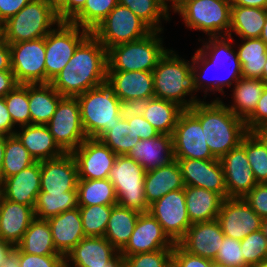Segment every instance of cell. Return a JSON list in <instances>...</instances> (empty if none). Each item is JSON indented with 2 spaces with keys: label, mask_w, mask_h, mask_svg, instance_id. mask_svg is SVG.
<instances>
[{
  "label": "cell",
  "mask_w": 267,
  "mask_h": 267,
  "mask_svg": "<svg viewBox=\"0 0 267 267\" xmlns=\"http://www.w3.org/2000/svg\"><path fill=\"white\" fill-rule=\"evenodd\" d=\"M107 49L90 34L50 82L63 97H77L107 79Z\"/></svg>",
  "instance_id": "6da1fadb"
},
{
  "label": "cell",
  "mask_w": 267,
  "mask_h": 267,
  "mask_svg": "<svg viewBox=\"0 0 267 267\" xmlns=\"http://www.w3.org/2000/svg\"><path fill=\"white\" fill-rule=\"evenodd\" d=\"M208 40L209 42H203V46L195 52L191 60L195 86L197 91L201 90L203 87L205 94H207L208 90L212 92L219 91V93L224 94L223 90L225 86L229 88L233 82L236 83L242 77V66L238 59L237 52L231 45L233 41L232 37L216 36L209 37ZM213 67H215L216 70H221V72L228 71V77H218V74H220L219 72L217 76H213L211 80L207 79V77H205L206 71H210Z\"/></svg>",
  "instance_id": "7a4b0ae2"
},
{
  "label": "cell",
  "mask_w": 267,
  "mask_h": 267,
  "mask_svg": "<svg viewBox=\"0 0 267 267\" xmlns=\"http://www.w3.org/2000/svg\"><path fill=\"white\" fill-rule=\"evenodd\" d=\"M188 110L200 121L209 149L218 159L238 147L248 133L245 121L233 114L219 98L211 103L197 102Z\"/></svg>",
  "instance_id": "3957f363"
},
{
  "label": "cell",
  "mask_w": 267,
  "mask_h": 267,
  "mask_svg": "<svg viewBox=\"0 0 267 267\" xmlns=\"http://www.w3.org/2000/svg\"><path fill=\"white\" fill-rule=\"evenodd\" d=\"M173 50H167L153 69L155 97L174 102L188 110L201 100L193 97L197 92L192 72V62L181 59ZM191 95L190 100L185 96Z\"/></svg>",
  "instance_id": "277c9868"
},
{
  "label": "cell",
  "mask_w": 267,
  "mask_h": 267,
  "mask_svg": "<svg viewBox=\"0 0 267 267\" xmlns=\"http://www.w3.org/2000/svg\"><path fill=\"white\" fill-rule=\"evenodd\" d=\"M79 101L83 130L87 138L100 139L118 123L121 100L108 79L76 97Z\"/></svg>",
  "instance_id": "5b68a950"
},
{
  "label": "cell",
  "mask_w": 267,
  "mask_h": 267,
  "mask_svg": "<svg viewBox=\"0 0 267 267\" xmlns=\"http://www.w3.org/2000/svg\"><path fill=\"white\" fill-rule=\"evenodd\" d=\"M161 31H152L146 37L111 47L107 51V72H152L168 50L163 47Z\"/></svg>",
  "instance_id": "8992f818"
},
{
  "label": "cell",
  "mask_w": 267,
  "mask_h": 267,
  "mask_svg": "<svg viewBox=\"0 0 267 267\" xmlns=\"http://www.w3.org/2000/svg\"><path fill=\"white\" fill-rule=\"evenodd\" d=\"M59 22L52 4L46 0H32L4 22L5 41L13 44L46 37Z\"/></svg>",
  "instance_id": "52a82bcc"
},
{
  "label": "cell",
  "mask_w": 267,
  "mask_h": 267,
  "mask_svg": "<svg viewBox=\"0 0 267 267\" xmlns=\"http://www.w3.org/2000/svg\"><path fill=\"white\" fill-rule=\"evenodd\" d=\"M146 170L126 155L117 156L108 179L114 185L117 205L147 213L149 205L144 192Z\"/></svg>",
  "instance_id": "ba28073f"
},
{
  "label": "cell",
  "mask_w": 267,
  "mask_h": 267,
  "mask_svg": "<svg viewBox=\"0 0 267 267\" xmlns=\"http://www.w3.org/2000/svg\"><path fill=\"white\" fill-rule=\"evenodd\" d=\"M45 37V83H50L68 64L77 47L91 34L69 21H61Z\"/></svg>",
  "instance_id": "9c48e42d"
},
{
  "label": "cell",
  "mask_w": 267,
  "mask_h": 267,
  "mask_svg": "<svg viewBox=\"0 0 267 267\" xmlns=\"http://www.w3.org/2000/svg\"><path fill=\"white\" fill-rule=\"evenodd\" d=\"M176 13L190 29L203 31L210 37L229 36L230 0H194L186 2Z\"/></svg>",
  "instance_id": "30bf717a"
},
{
  "label": "cell",
  "mask_w": 267,
  "mask_h": 267,
  "mask_svg": "<svg viewBox=\"0 0 267 267\" xmlns=\"http://www.w3.org/2000/svg\"><path fill=\"white\" fill-rule=\"evenodd\" d=\"M152 31L130 9L117 4L91 34L108 51L116 45L140 40Z\"/></svg>",
  "instance_id": "8fae6325"
},
{
  "label": "cell",
  "mask_w": 267,
  "mask_h": 267,
  "mask_svg": "<svg viewBox=\"0 0 267 267\" xmlns=\"http://www.w3.org/2000/svg\"><path fill=\"white\" fill-rule=\"evenodd\" d=\"M47 126L55 142L65 153H72L87 139L76 97H63Z\"/></svg>",
  "instance_id": "7c38bea8"
},
{
  "label": "cell",
  "mask_w": 267,
  "mask_h": 267,
  "mask_svg": "<svg viewBox=\"0 0 267 267\" xmlns=\"http://www.w3.org/2000/svg\"><path fill=\"white\" fill-rule=\"evenodd\" d=\"M11 70L18 84L45 83V37L9 44Z\"/></svg>",
  "instance_id": "4fadbf2b"
},
{
  "label": "cell",
  "mask_w": 267,
  "mask_h": 267,
  "mask_svg": "<svg viewBox=\"0 0 267 267\" xmlns=\"http://www.w3.org/2000/svg\"><path fill=\"white\" fill-rule=\"evenodd\" d=\"M148 212L161 224L164 233L174 244L184 238L192 224L187 213L184 189L167 193L149 205Z\"/></svg>",
  "instance_id": "5bb4252c"
},
{
  "label": "cell",
  "mask_w": 267,
  "mask_h": 267,
  "mask_svg": "<svg viewBox=\"0 0 267 267\" xmlns=\"http://www.w3.org/2000/svg\"><path fill=\"white\" fill-rule=\"evenodd\" d=\"M174 159H217L209 149L200 121L184 110L172 134Z\"/></svg>",
  "instance_id": "9a60e30c"
},
{
  "label": "cell",
  "mask_w": 267,
  "mask_h": 267,
  "mask_svg": "<svg viewBox=\"0 0 267 267\" xmlns=\"http://www.w3.org/2000/svg\"><path fill=\"white\" fill-rule=\"evenodd\" d=\"M217 221L225 236L240 241L262 229L263 224V219L240 197L224 199Z\"/></svg>",
  "instance_id": "2e32d148"
},
{
  "label": "cell",
  "mask_w": 267,
  "mask_h": 267,
  "mask_svg": "<svg viewBox=\"0 0 267 267\" xmlns=\"http://www.w3.org/2000/svg\"><path fill=\"white\" fill-rule=\"evenodd\" d=\"M79 179H106L117 155L100 139L87 138L72 152Z\"/></svg>",
  "instance_id": "e0dca14e"
},
{
  "label": "cell",
  "mask_w": 267,
  "mask_h": 267,
  "mask_svg": "<svg viewBox=\"0 0 267 267\" xmlns=\"http://www.w3.org/2000/svg\"><path fill=\"white\" fill-rule=\"evenodd\" d=\"M174 243L164 233L161 224L149 212L141 213L127 244L119 251L127 257L161 249H173Z\"/></svg>",
  "instance_id": "ac0fdd59"
},
{
  "label": "cell",
  "mask_w": 267,
  "mask_h": 267,
  "mask_svg": "<svg viewBox=\"0 0 267 267\" xmlns=\"http://www.w3.org/2000/svg\"><path fill=\"white\" fill-rule=\"evenodd\" d=\"M185 186L204 188L227 198L224 171L220 160L176 159Z\"/></svg>",
  "instance_id": "d6986e66"
},
{
  "label": "cell",
  "mask_w": 267,
  "mask_h": 267,
  "mask_svg": "<svg viewBox=\"0 0 267 267\" xmlns=\"http://www.w3.org/2000/svg\"><path fill=\"white\" fill-rule=\"evenodd\" d=\"M78 168L72 153L41 161L40 192L77 191Z\"/></svg>",
  "instance_id": "ffe728a7"
},
{
  "label": "cell",
  "mask_w": 267,
  "mask_h": 267,
  "mask_svg": "<svg viewBox=\"0 0 267 267\" xmlns=\"http://www.w3.org/2000/svg\"><path fill=\"white\" fill-rule=\"evenodd\" d=\"M219 160L224 171L227 198H243L258 184L241 145Z\"/></svg>",
  "instance_id": "44dd1931"
},
{
  "label": "cell",
  "mask_w": 267,
  "mask_h": 267,
  "mask_svg": "<svg viewBox=\"0 0 267 267\" xmlns=\"http://www.w3.org/2000/svg\"><path fill=\"white\" fill-rule=\"evenodd\" d=\"M217 219L192 223L178 243L188 253L214 260L224 239Z\"/></svg>",
  "instance_id": "7402d4cb"
},
{
  "label": "cell",
  "mask_w": 267,
  "mask_h": 267,
  "mask_svg": "<svg viewBox=\"0 0 267 267\" xmlns=\"http://www.w3.org/2000/svg\"><path fill=\"white\" fill-rule=\"evenodd\" d=\"M41 161H36L0 183V194L12 202L34 208L40 193Z\"/></svg>",
  "instance_id": "603a6c76"
},
{
  "label": "cell",
  "mask_w": 267,
  "mask_h": 267,
  "mask_svg": "<svg viewBox=\"0 0 267 267\" xmlns=\"http://www.w3.org/2000/svg\"><path fill=\"white\" fill-rule=\"evenodd\" d=\"M34 218L32 206L12 202L0 194V240L17 246Z\"/></svg>",
  "instance_id": "cb8c5ba5"
},
{
  "label": "cell",
  "mask_w": 267,
  "mask_h": 267,
  "mask_svg": "<svg viewBox=\"0 0 267 267\" xmlns=\"http://www.w3.org/2000/svg\"><path fill=\"white\" fill-rule=\"evenodd\" d=\"M119 251L104 237H84L65 257L79 267H106Z\"/></svg>",
  "instance_id": "d4e9b609"
},
{
  "label": "cell",
  "mask_w": 267,
  "mask_h": 267,
  "mask_svg": "<svg viewBox=\"0 0 267 267\" xmlns=\"http://www.w3.org/2000/svg\"><path fill=\"white\" fill-rule=\"evenodd\" d=\"M47 221L51 228L54 247L64 257L86 237L82 227L79 207L64 211L47 219Z\"/></svg>",
  "instance_id": "484cf974"
},
{
  "label": "cell",
  "mask_w": 267,
  "mask_h": 267,
  "mask_svg": "<svg viewBox=\"0 0 267 267\" xmlns=\"http://www.w3.org/2000/svg\"><path fill=\"white\" fill-rule=\"evenodd\" d=\"M140 164L146 172L165 166L174 160L172 135L160 134L141 139L126 155Z\"/></svg>",
  "instance_id": "4316f807"
},
{
  "label": "cell",
  "mask_w": 267,
  "mask_h": 267,
  "mask_svg": "<svg viewBox=\"0 0 267 267\" xmlns=\"http://www.w3.org/2000/svg\"><path fill=\"white\" fill-rule=\"evenodd\" d=\"M107 79L114 86L115 94L121 101L155 97L152 72H107Z\"/></svg>",
  "instance_id": "83f0119b"
},
{
  "label": "cell",
  "mask_w": 267,
  "mask_h": 267,
  "mask_svg": "<svg viewBox=\"0 0 267 267\" xmlns=\"http://www.w3.org/2000/svg\"><path fill=\"white\" fill-rule=\"evenodd\" d=\"M184 188L183 176L176 159L145 174L144 192L148 205L171 191Z\"/></svg>",
  "instance_id": "f1b7e54d"
},
{
  "label": "cell",
  "mask_w": 267,
  "mask_h": 267,
  "mask_svg": "<svg viewBox=\"0 0 267 267\" xmlns=\"http://www.w3.org/2000/svg\"><path fill=\"white\" fill-rule=\"evenodd\" d=\"M14 135L35 161L53 159L65 153L55 142L47 125L21 126V130L15 131Z\"/></svg>",
  "instance_id": "f546056e"
},
{
  "label": "cell",
  "mask_w": 267,
  "mask_h": 267,
  "mask_svg": "<svg viewBox=\"0 0 267 267\" xmlns=\"http://www.w3.org/2000/svg\"><path fill=\"white\" fill-rule=\"evenodd\" d=\"M185 201L191 223L217 219L224 198L213 191L185 186Z\"/></svg>",
  "instance_id": "4dcf8cb0"
},
{
  "label": "cell",
  "mask_w": 267,
  "mask_h": 267,
  "mask_svg": "<svg viewBox=\"0 0 267 267\" xmlns=\"http://www.w3.org/2000/svg\"><path fill=\"white\" fill-rule=\"evenodd\" d=\"M62 98L50 83L28 84L31 124L47 125Z\"/></svg>",
  "instance_id": "1f68e13d"
},
{
  "label": "cell",
  "mask_w": 267,
  "mask_h": 267,
  "mask_svg": "<svg viewBox=\"0 0 267 267\" xmlns=\"http://www.w3.org/2000/svg\"><path fill=\"white\" fill-rule=\"evenodd\" d=\"M266 85L261 79L241 77L233 88L234 103L227 108L238 118L246 121L254 113Z\"/></svg>",
  "instance_id": "d6a6232c"
},
{
  "label": "cell",
  "mask_w": 267,
  "mask_h": 267,
  "mask_svg": "<svg viewBox=\"0 0 267 267\" xmlns=\"http://www.w3.org/2000/svg\"><path fill=\"white\" fill-rule=\"evenodd\" d=\"M266 12L263 8L231 6L229 36L234 31L241 39L260 38Z\"/></svg>",
  "instance_id": "836d02e7"
},
{
  "label": "cell",
  "mask_w": 267,
  "mask_h": 267,
  "mask_svg": "<svg viewBox=\"0 0 267 267\" xmlns=\"http://www.w3.org/2000/svg\"><path fill=\"white\" fill-rule=\"evenodd\" d=\"M17 247L27 254L61 255L55 247L51 228L46 219L34 218Z\"/></svg>",
  "instance_id": "e575fe53"
},
{
  "label": "cell",
  "mask_w": 267,
  "mask_h": 267,
  "mask_svg": "<svg viewBox=\"0 0 267 267\" xmlns=\"http://www.w3.org/2000/svg\"><path fill=\"white\" fill-rule=\"evenodd\" d=\"M140 213L115 205L112 208L104 237L120 251L135 229Z\"/></svg>",
  "instance_id": "d590c367"
},
{
  "label": "cell",
  "mask_w": 267,
  "mask_h": 267,
  "mask_svg": "<svg viewBox=\"0 0 267 267\" xmlns=\"http://www.w3.org/2000/svg\"><path fill=\"white\" fill-rule=\"evenodd\" d=\"M184 111L178 104L159 98H151L143 117L159 132L172 135L180 114Z\"/></svg>",
  "instance_id": "8d00e7d4"
},
{
  "label": "cell",
  "mask_w": 267,
  "mask_h": 267,
  "mask_svg": "<svg viewBox=\"0 0 267 267\" xmlns=\"http://www.w3.org/2000/svg\"><path fill=\"white\" fill-rule=\"evenodd\" d=\"M237 56L242 66V77L261 79L267 60V45L260 38L242 39Z\"/></svg>",
  "instance_id": "74e56055"
},
{
  "label": "cell",
  "mask_w": 267,
  "mask_h": 267,
  "mask_svg": "<svg viewBox=\"0 0 267 267\" xmlns=\"http://www.w3.org/2000/svg\"><path fill=\"white\" fill-rule=\"evenodd\" d=\"M78 207L91 205H117L112 182L106 179H78Z\"/></svg>",
  "instance_id": "f35d334b"
},
{
  "label": "cell",
  "mask_w": 267,
  "mask_h": 267,
  "mask_svg": "<svg viewBox=\"0 0 267 267\" xmlns=\"http://www.w3.org/2000/svg\"><path fill=\"white\" fill-rule=\"evenodd\" d=\"M169 0H118V4L130 9L153 31H163L161 19L170 20Z\"/></svg>",
  "instance_id": "ab89813d"
},
{
  "label": "cell",
  "mask_w": 267,
  "mask_h": 267,
  "mask_svg": "<svg viewBox=\"0 0 267 267\" xmlns=\"http://www.w3.org/2000/svg\"><path fill=\"white\" fill-rule=\"evenodd\" d=\"M100 140L106 144L117 156L127 155L141 139L136 134L135 116L128 120L121 118L114 123Z\"/></svg>",
  "instance_id": "60d3db41"
},
{
  "label": "cell",
  "mask_w": 267,
  "mask_h": 267,
  "mask_svg": "<svg viewBox=\"0 0 267 267\" xmlns=\"http://www.w3.org/2000/svg\"><path fill=\"white\" fill-rule=\"evenodd\" d=\"M78 207L77 191L62 193L40 192L34 206V214L39 219H49Z\"/></svg>",
  "instance_id": "b9f144b4"
},
{
  "label": "cell",
  "mask_w": 267,
  "mask_h": 267,
  "mask_svg": "<svg viewBox=\"0 0 267 267\" xmlns=\"http://www.w3.org/2000/svg\"><path fill=\"white\" fill-rule=\"evenodd\" d=\"M36 161L15 135L6 138L4 158L1 170V182L16 175Z\"/></svg>",
  "instance_id": "7bdbcfd3"
},
{
  "label": "cell",
  "mask_w": 267,
  "mask_h": 267,
  "mask_svg": "<svg viewBox=\"0 0 267 267\" xmlns=\"http://www.w3.org/2000/svg\"><path fill=\"white\" fill-rule=\"evenodd\" d=\"M117 4L118 0H86L84 7L69 22L92 32Z\"/></svg>",
  "instance_id": "ee69618b"
},
{
  "label": "cell",
  "mask_w": 267,
  "mask_h": 267,
  "mask_svg": "<svg viewBox=\"0 0 267 267\" xmlns=\"http://www.w3.org/2000/svg\"><path fill=\"white\" fill-rule=\"evenodd\" d=\"M246 151L257 183H267V147L254 133L248 132L240 144Z\"/></svg>",
  "instance_id": "f6af8a7d"
},
{
  "label": "cell",
  "mask_w": 267,
  "mask_h": 267,
  "mask_svg": "<svg viewBox=\"0 0 267 267\" xmlns=\"http://www.w3.org/2000/svg\"><path fill=\"white\" fill-rule=\"evenodd\" d=\"M114 206L91 205L79 207L82 227L86 237H101L105 235L106 226Z\"/></svg>",
  "instance_id": "bcb514c9"
},
{
  "label": "cell",
  "mask_w": 267,
  "mask_h": 267,
  "mask_svg": "<svg viewBox=\"0 0 267 267\" xmlns=\"http://www.w3.org/2000/svg\"><path fill=\"white\" fill-rule=\"evenodd\" d=\"M4 100L14 125L21 127L31 124L28 84H18Z\"/></svg>",
  "instance_id": "7dc6e473"
},
{
  "label": "cell",
  "mask_w": 267,
  "mask_h": 267,
  "mask_svg": "<svg viewBox=\"0 0 267 267\" xmlns=\"http://www.w3.org/2000/svg\"><path fill=\"white\" fill-rule=\"evenodd\" d=\"M240 244L244 262L249 267L267 260V236L263 229L250 233Z\"/></svg>",
  "instance_id": "c3c4849f"
},
{
  "label": "cell",
  "mask_w": 267,
  "mask_h": 267,
  "mask_svg": "<svg viewBox=\"0 0 267 267\" xmlns=\"http://www.w3.org/2000/svg\"><path fill=\"white\" fill-rule=\"evenodd\" d=\"M173 249L138 253L124 258V267H171Z\"/></svg>",
  "instance_id": "681fc988"
},
{
  "label": "cell",
  "mask_w": 267,
  "mask_h": 267,
  "mask_svg": "<svg viewBox=\"0 0 267 267\" xmlns=\"http://www.w3.org/2000/svg\"><path fill=\"white\" fill-rule=\"evenodd\" d=\"M214 261L223 263L229 267H249L244 262L240 240L227 236H224Z\"/></svg>",
  "instance_id": "f907efd6"
},
{
  "label": "cell",
  "mask_w": 267,
  "mask_h": 267,
  "mask_svg": "<svg viewBox=\"0 0 267 267\" xmlns=\"http://www.w3.org/2000/svg\"><path fill=\"white\" fill-rule=\"evenodd\" d=\"M64 260L63 255H33L19 249L20 267H62Z\"/></svg>",
  "instance_id": "816d5d0a"
},
{
  "label": "cell",
  "mask_w": 267,
  "mask_h": 267,
  "mask_svg": "<svg viewBox=\"0 0 267 267\" xmlns=\"http://www.w3.org/2000/svg\"><path fill=\"white\" fill-rule=\"evenodd\" d=\"M243 199L262 218H267V183H258Z\"/></svg>",
  "instance_id": "f5cc1de1"
},
{
  "label": "cell",
  "mask_w": 267,
  "mask_h": 267,
  "mask_svg": "<svg viewBox=\"0 0 267 267\" xmlns=\"http://www.w3.org/2000/svg\"><path fill=\"white\" fill-rule=\"evenodd\" d=\"M173 267H210V259L195 256L185 251L179 244H174L172 251Z\"/></svg>",
  "instance_id": "db71d44e"
},
{
  "label": "cell",
  "mask_w": 267,
  "mask_h": 267,
  "mask_svg": "<svg viewBox=\"0 0 267 267\" xmlns=\"http://www.w3.org/2000/svg\"><path fill=\"white\" fill-rule=\"evenodd\" d=\"M245 125L248 132H253L257 128L267 125V85L262 92L254 113L245 121Z\"/></svg>",
  "instance_id": "11a10c76"
},
{
  "label": "cell",
  "mask_w": 267,
  "mask_h": 267,
  "mask_svg": "<svg viewBox=\"0 0 267 267\" xmlns=\"http://www.w3.org/2000/svg\"><path fill=\"white\" fill-rule=\"evenodd\" d=\"M150 99H130L121 101L120 103V116L128 120L134 116H143Z\"/></svg>",
  "instance_id": "9f6ffc18"
},
{
  "label": "cell",
  "mask_w": 267,
  "mask_h": 267,
  "mask_svg": "<svg viewBox=\"0 0 267 267\" xmlns=\"http://www.w3.org/2000/svg\"><path fill=\"white\" fill-rule=\"evenodd\" d=\"M86 0H62L55 8L60 21H70L85 5Z\"/></svg>",
  "instance_id": "6f0895ef"
},
{
  "label": "cell",
  "mask_w": 267,
  "mask_h": 267,
  "mask_svg": "<svg viewBox=\"0 0 267 267\" xmlns=\"http://www.w3.org/2000/svg\"><path fill=\"white\" fill-rule=\"evenodd\" d=\"M32 0H0V21L6 22Z\"/></svg>",
  "instance_id": "680465c9"
},
{
  "label": "cell",
  "mask_w": 267,
  "mask_h": 267,
  "mask_svg": "<svg viewBox=\"0 0 267 267\" xmlns=\"http://www.w3.org/2000/svg\"><path fill=\"white\" fill-rule=\"evenodd\" d=\"M13 128H15V125L8 112L4 97H0V134L14 135L16 130H13Z\"/></svg>",
  "instance_id": "91938a15"
},
{
  "label": "cell",
  "mask_w": 267,
  "mask_h": 267,
  "mask_svg": "<svg viewBox=\"0 0 267 267\" xmlns=\"http://www.w3.org/2000/svg\"><path fill=\"white\" fill-rule=\"evenodd\" d=\"M135 130L140 139L157 137L159 132L143 117L135 116Z\"/></svg>",
  "instance_id": "94428289"
},
{
  "label": "cell",
  "mask_w": 267,
  "mask_h": 267,
  "mask_svg": "<svg viewBox=\"0 0 267 267\" xmlns=\"http://www.w3.org/2000/svg\"><path fill=\"white\" fill-rule=\"evenodd\" d=\"M17 85L12 71H0V97H5Z\"/></svg>",
  "instance_id": "6125c7cd"
},
{
  "label": "cell",
  "mask_w": 267,
  "mask_h": 267,
  "mask_svg": "<svg viewBox=\"0 0 267 267\" xmlns=\"http://www.w3.org/2000/svg\"><path fill=\"white\" fill-rule=\"evenodd\" d=\"M0 71H12L11 49L6 41L0 44Z\"/></svg>",
  "instance_id": "be15d7a7"
},
{
  "label": "cell",
  "mask_w": 267,
  "mask_h": 267,
  "mask_svg": "<svg viewBox=\"0 0 267 267\" xmlns=\"http://www.w3.org/2000/svg\"><path fill=\"white\" fill-rule=\"evenodd\" d=\"M231 6L267 9V0H230Z\"/></svg>",
  "instance_id": "e7e4bbea"
},
{
  "label": "cell",
  "mask_w": 267,
  "mask_h": 267,
  "mask_svg": "<svg viewBox=\"0 0 267 267\" xmlns=\"http://www.w3.org/2000/svg\"><path fill=\"white\" fill-rule=\"evenodd\" d=\"M2 267H20L19 248L17 246L8 254Z\"/></svg>",
  "instance_id": "03108f58"
},
{
  "label": "cell",
  "mask_w": 267,
  "mask_h": 267,
  "mask_svg": "<svg viewBox=\"0 0 267 267\" xmlns=\"http://www.w3.org/2000/svg\"><path fill=\"white\" fill-rule=\"evenodd\" d=\"M15 248L10 243L0 240V263H4L8 254Z\"/></svg>",
  "instance_id": "003e7915"
},
{
  "label": "cell",
  "mask_w": 267,
  "mask_h": 267,
  "mask_svg": "<svg viewBox=\"0 0 267 267\" xmlns=\"http://www.w3.org/2000/svg\"><path fill=\"white\" fill-rule=\"evenodd\" d=\"M7 137H8L7 135L0 134V183H1V170H2V164H3V158H4V150H5Z\"/></svg>",
  "instance_id": "a7ac6f4b"
},
{
  "label": "cell",
  "mask_w": 267,
  "mask_h": 267,
  "mask_svg": "<svg viewBox=\"0 0 267 267\" xmlns=\"http://www.w3.org/2000/svg\"><path fill=\"white\" fill-rule=\"evenodd\" d=\"M267 147V125L261 126L253 131Z\"/></svg>",
  "instance_id": "89a4df30"
},
{
  "label": "cell",
  "mask_w": 267,
  "mask_h": 267,
  "mask_svg": "<svg viewBox=\"0 0 267 267\" xmlns=\"http://www.w3.org/2000/svg\"><path fill=\"white\" fill-rule=\"evenodd\" d=\"M106 267H124V258L120 253L109 263L106 264Z\"/></svg>",
  "instance_id": "2644e50d"
},
{
  "label": "cell",
  "mask_w": 267,
  "mask_h": 267,
  "mask_svg": "<svg viewBox=\"0 0 267 267\" xmlns=\"http://www.w3.org/2000/svg\"><path fill=\"white\" fill-rule=\"evenodd\" d=\"M194 0H169V2H172V9L175 12H177L186 2H191Z\"/></svg>",
  "instance_id": "8c879c8a"
},
{
  "label": "cell",
  "mask_w": 267,
  "mask_h": 267,
  "mask_svg": "<svg viewBox=\"0 0 267 267\" xmlns=\"http://www.w3.org/2000/svg\"><path fill=\"white\" fill-rule=\"evenodd\" d=\"M260 39L267 45V12L265 17V25L263 27Z\"/></svg>",
  "instance_id": "753ad0ef"
},
{
  "label": "cell",
  "mask_w": 267,
  "mask_h": 267,
  "mask_svg": "<svg viewBox=\"0 0 267 267\" xmlns=\"http://www.w3.org/2000/svg\"><path fill=\"white\" fill-rule=\"evenodd\" d=\"M5 41L4 22L0 21V44Z\"/></svg>",
  "instance_id": "34e18365"
},
{
  "label": "cell",
  "mask_w": 267,
  "mask_h": 267,
  "mask_svg": "<svg viewBox=\"0 0 267 267\" xmlns=\"http://www.w3.org/2000/svg\"><path fill=\"white\" fill-rule=\"evenodd\" d=\"M210 267H229V266L214 260H210Z\"/></svg>",
  "instance_id": "11e5206c"
},
{
  "label": "cell",
  "mask_w": 267,
  "mask_h": 267,
  "mask_svg": "<svg viewBox=\"0 0 267 267\" xmlns=\"http://www.w3.org/2000/svg\"><path fill=\"white\" fill-rule=\"evenodd\" d=\"M262 81L267 84V60L263 69Z\"/></svg>",
  "instance_id": "2a66077c"
},
{
  "label": "cell",
  "mask_w": 267,
  "mask_h": 267,
  "mask_svg": "<svg viewBox=\"0 0 267 267\" xmlns=\"http://www.w3.org/2000/svg\"><path fill=\"white\" fill-rule=\"evenodd\" d=\"M250 267H267V260L263 262H259L258 264L252 265Z\"/></svg>",
  "instance_id": "b9fcfbb0"
},
{
  "label": "cell",
  "mask_w": 267,
  "mask_h": 267,
  "mask_svg": "<svg viewBox=\"0 0 267 267\" xmlns=\"http://www.w3.org/2000/svg\"><path fill=\"white\" fill-rule=\"evenodd\" d=\"M48 3L56 7L62 0H46Z\"/></svg>",
  "instance_id": "09005b40"
},
{
  "label": "cell",
  "mask_w": 267,
  "mask_h": 267,
  "mask_svg": "<svg viewBox=\"0 0 267 267\" xmlns=\"http://www.w3.org/2000/svg\"><path fill=\"white\" fill-rule=\"evenodd\" d=\"M262 229L265 231V234L267 236V218L263 219Z\"/></svg>",
  "instance_id": "979ff035"
},
{
  "label": "cell",
  "mask_w": 267,
  "mask_h": 267,
  "mask_svg": "<svg viewBox=\"0 0 267 267\" xmlns=\"http://www.w3.org/2000/svg\"><path fill=\"white\" fill-rule=\"evenodd\" d=\"M70 265L71 264H69V262H67L66 260H64L62 267H71ZM72 267H79V266L73 265Z\"/></svg>",
  "instance_id": "deb4b68c"
}]
</instances>
